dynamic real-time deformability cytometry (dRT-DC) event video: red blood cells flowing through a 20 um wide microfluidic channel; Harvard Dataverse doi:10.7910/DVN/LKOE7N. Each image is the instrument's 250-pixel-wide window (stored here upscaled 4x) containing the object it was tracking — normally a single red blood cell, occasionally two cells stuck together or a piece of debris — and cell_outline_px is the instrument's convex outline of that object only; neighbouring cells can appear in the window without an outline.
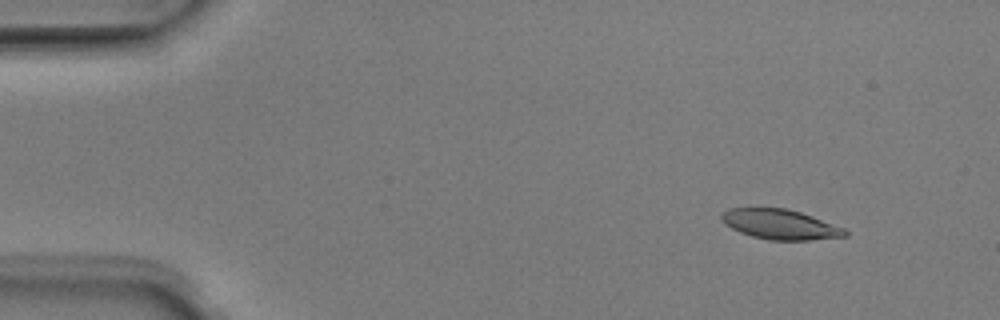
{"species": "Egyptian fruit bat (a non-hibernating species)", "species_latin": "Rousettus aegyptiacus", "temperature_condition": "room temperature", "stored_images_in_passage": 51, "camera_frame_rate_fps": 3000, "um_per_image_px": 0.085, "animal": {"sex": "male"}, "frame": {"image": 1, "passage_image": 6, "time_ms": 1.667, "image_size_px": [1000, 320], "cell_outline_px": [[848, 236], [808, 240], [768, 240], [752, 236], [740, 232], [724, 224], [720, 216], [724, 212], [732, 208], [784, 208], [800, 212], [812, 216], [844, 228], [848, 232]], "centroid_in_image_um": [66.32, 19.08], "position_along_channel_um": 18.7, "area_um2": 21.39}}
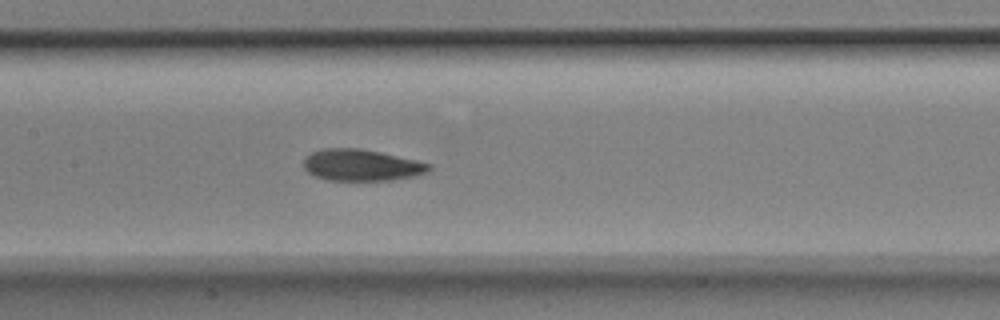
{"frame": {"image": 2, "passage_image": 25, "time_ms": 8.0, "image_size_px": [1000, 320], "cell_outline_px": [[432, 168], [428, 172], [416, 176], [388, 180], [328, 180], [316, 176], [308, 172], [304, 168], [304, 160], [312, 152], [324, 148], [356, 148], [380, 152], [416, 160], [432, 164]], "centroid_in_image_um": [30.76, 14.04], "position_along_channel_um": 176.6, "area_um2": 22.89}}
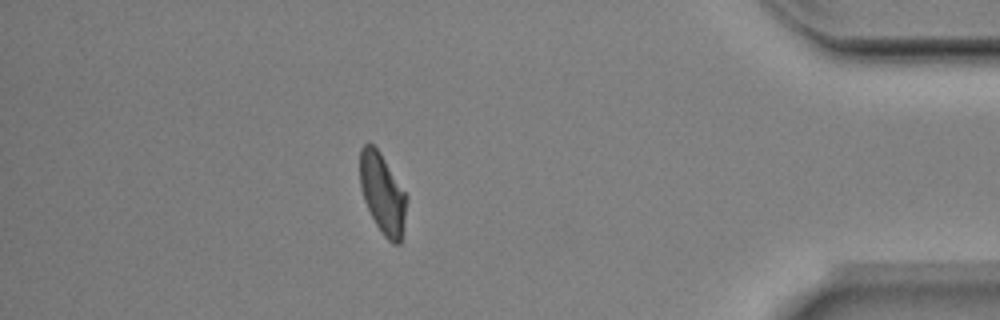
{"frame": {"image": 3, "passage_image": 45, "time_ms": 14.667, "image_size_px": [1000, 320], "cell_outline_px": [[408, 200], [400, 244], [392, 244], [384, 236], [376, 224], [364, 200], [360, 188], [360, 148], [364, 144], [372, 144], [380, 152], [408, 196]], "centroid_in_image_um": [32.52, 16.46], "position_along_channel_um": 402.7, "area_um2": 21.79}, "authors_computed_cell_mechanics": {"area_um2": 22.8888, "velocity_mm_per_s": 4.0165, "shape_relaxation_time_tau1_ms": 2.2654, "shape_relaxation_time_tau2_ms": 1.7135, "deformation_change_tau1": 0.1262, "deformation_change_tau2": 0.0691}}